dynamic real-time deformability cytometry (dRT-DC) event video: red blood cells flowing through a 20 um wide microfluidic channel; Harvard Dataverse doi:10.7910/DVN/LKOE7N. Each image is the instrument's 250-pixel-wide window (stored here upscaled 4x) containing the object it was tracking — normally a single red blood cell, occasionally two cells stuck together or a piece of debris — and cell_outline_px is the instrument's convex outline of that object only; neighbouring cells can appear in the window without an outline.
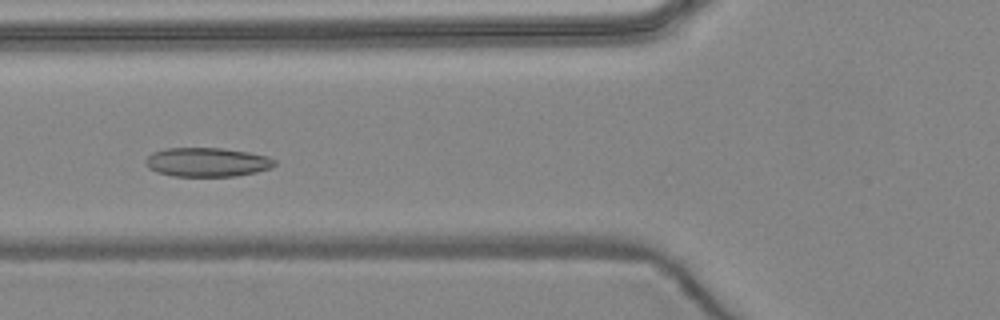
{"species": "common noctule bat (a hibernating species)", "species_latin": "Nyctalus noctula", "temperature_condition": "warm", "stored_images_in_passage": 5, "camera_frame_rate_fps": 3000, "um_per_image_px": 0.085, "animal": {"sex": "female", "body_mass_g": 24.6, "forearm_length_mm": 56.2}, "frame": {"image": 1, "passage_image": 5, "time_ms": 5.667, "image_size_px": [1000, 320], "cell_outline_px": [[276, 164], [272, 168], [256, 172], [236, 176], [172, 176], [156, 172], [148, 168], [144, 164], [144, 160], [152, 152], [164, 148], [224, 148], [248, 152], [268, 156], [276, 160]], "centroid_in_image_um": [17.59, 13.78], "position_along_channel_um": 108.2, "area_um2": 22.14}}